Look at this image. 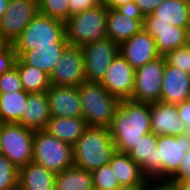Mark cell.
I'll return each mask as SVG.
<instances>
[{
    "label": "cell",
    "mask_w": 190,
    "mask_h": 190,
    "mask_svg": "<svg viewBox=\"0 0 190 190\" xmlns=\"http://www.w3.org/2000/svg\"><path fill=\"white\" fill-rule=\"evenodd\" d=\"M109 130L115 150L128 154L151 132L150 103L120 100Z\"/></svg>",
    "instance_id": "cell-1"
},
{
    "label": "cell",
    "mask_w": 190,
    "mask_h": 190,
    "mask_svg": "<svg viewBox=\"0 0 190 190\" xmlns=\"http://www.w3.org/2000/svg\"><path fill=\"white\" fill-rule=\"evenodd\" d=\"M115 152L109 128L88 127L73 145L74 166L92 172L109 164Z\"/></svg>",
    "instance_id": "cell-2"
},
{
    "label": "cell",
    "mask_w": 190,
    "mask_h": 190,
    "mask_svg": "<svg viewBox=\"0 0 190 190\" xmlns=\"http://www.w3.org/2000/svg\"><path fill=\"white\" fill-rule=\"evenodd\" d=\"M78 91L82 103V118L88 127L111 126L120 100L110 94L100 82H83Z\"/></svg>",
    "instance_id": "cell-3"
},
{
    "label": "cell",
    "mask_w": 190,
    "mask_h": 190,
    "mask_svg": "<svg viewBox=\"0 0 190 190\" xmlns=\"http://www.w3.org/2000/svg\"><path fill=\"white\" fill-rule=\"evenodd\" d=\"M107 7L97 5L70 16L65 21L66 39L70 45L83 47L106 37Z\"/></svg>",
    "instance_id": "cell-4"
},
{
    "label": "cell",
    "mask_w": 190,
    "mask_h": 190,
    "mask_svg": "<svg viewBox=\"0 0 190 190\" xmlns=\"http://www.w3.org/2000/svg\"><path fill=\"white\" fill-rule=\"evenodd\" d=\"M32 161L54 173H60L74 165L73 146L59 140L46 130H36Z\"/></svg>",
    "instance_id": "cell-5"
},
{
    "label": "cell",
    "mask_w": 190,
    "mask_h": 190,
    "mask_svg": "<svg viewBox=\"0 0 190 190\" xmlns=\"http://www.w3.org/2000/svg\"><path fill=\"white\" fill-rule=\"evenodd\" d=\"M53 42H68L65 22L38 13L12 45L15 51H29L34 46L53 45Z\"/></svg>",
    "instance_id": "cell-6"
},
{
    "label": "cell",
    "mask_w": 190,
    "mask_h": 190,
    "mask_svg": "<svg viewBox=\"0 0 190 190\" xmlns=\"http://www.w3.org/2000/svg\"><path fill=\"white\" fill-rule=\"evenodd\" d=\"M34 131L20 123H3L0 129V154L18 169L33 160Z\"/></svg>",
    "instance_id": "cell-7"
},
{
    "label": "cell",
    "mask_w": 190,
    "mask_h": 190,
    "mask_svg": "<svg viewBox=\"0 0 190 190\" xmlns=\"http://www.w3.org/2000/svg\"><path fill=\"white\" fill-rule=\"evenodd\" d=\"M84 60L85 79L101 82L112 61L119 54V45L105 37L81 47Z\"/></svg>",
    "instance_id": "cell-8"
},
{
    "label": "cell",
    "mask_w": 190,
    "mask_h": 190,
    "mask_svg": "<svg viewBox=\"0 0 190 190\" xmlns=\"http://www.w3.org/2000/svg\"><path fill=\"white\" fill-rule=\"evenodd\" d=\"M165 64V57L160 56L135 70L134 89L130 100L143 103L160 101Z\"/></svg>",
    "instance_id": "cell-9"
},
{
    "label": "cell",
    "mask_w": 190,
    "mask_h": 190,
    "mask_svg": "<svg viewBox=\"0 0 190 190\" xmlns=\"http://www.w3.org/2000/svg\"><path fill=\"white\" fill-rule=\"evenodd\" d=\"M190 150L185 135H159L157 141L158 179H170L179 169L184 154Z\"/></svg>",
    "instance_id": "cell-10"
},
{
    "label": "cell",
    "mask_w": 190,
    "mask_h": 190,
    "mask_svg": "<svg viewBox=\"0 0 190 190\" xmlns=\"http://www.w3.org/2000/svg\"><path fill=\"white\" fill-rule=\"evenodd\" d=\"M85 81L82 49L69 44L50 75V83L55 86L79 87Z\"/></svg>",
    "instance_id": "cell-11"
},
{
    "label": "cell",
    "mask_w": 190,
    "mask_h": 190,
    "mask_svg": "<svg viewBox=\"0 0 190 190\" xmlns=\"http://www.w3.org/2000/svg\"><path fill=\"white\" fill-rule=\"evenodd\" d=\"M38 13V0H9L7 10L0 21V33L13 44Z\"/></svg>",
    "instance_id": "cell-12"
},
{
    "label": "cell",
    "mask_w": 190,
    "mask_h": 190,
    "mask_svg": "<svg viewBox=\"0 0 190 190\" xmlns=\"http://www.w3.org/2000/svg\"><path fill=\"white\" fill-rule=\"evenodd\" d=\"M143 15L133 7L107 9L106 37L120 45L143 29Z\"/></svg>",
    "instance_id": "cell-13"
},
{
    "label": "cell",
    "mask_w": 190,
    "mask_h": 190,
    "mask_svg": "<svg viewBox=\"0 0 190 190\" xmlns=\"http://www.w3.org/2000/svg\"><path fill=\"white\" fill-rule=\"evenodd\" d=\"M142 26L143 30L154 38L160 56H165L168 52L187 45L189 28L155 22V18L150 14L143 17Z\"/></svg>",
    "instance_id": "cell-14"
},
{
    "label": "cell",
    "mask_w": 190,
    "mask_h": 190,
    "mask_svg": "<svg viewBox=\"0 0 190 190\" xmlns=\"http://www.w3.org/2000/svg\"><path fill=\"white\" fill-rule=\"evenodd\" d=\"M135 81V69L119 53L112 61L101 85L119 100L132 97Z\"/></svg>",
    "instance_id": "cell-15"
},
{
    "label": "cell",
    "mask_w": 190,
    "mask_h": 190,
    "mask_svg": "<svg viewBox=\"0 0 190 190\" xmlns=\"http://www.w3.org/2000/svg\"><path fill=\"white\" fill-rule=\"evenodd\" d=\"M119 53L135 70L160 57L154 38L143 29L122 42Z\"/></svg>",
    "instance_id": "cell-16"
},
{
    "label": "cell",
    "mask_w": 190,
    "mask_h": 190,
    "mask_svg": "<svg viewBox=\"0 0 190 190\" xmlns=\"http://www.w3.org/2000/svg\"><path fill=\"white\" fill-rule=\"evenodd\" d=\"M46 93L51 117L82 118L78 87L51 85Z\"/></svg>",
    "instance_id": "cell-17"
},
{
    "label": "cell",
    "mask_w": 190,
    "mask_h": 190,
    "mask_svg": "<svg viewBox=\"0 0 190 190\" xmlns=\"http://www.w3.org/2000/svg\"><path fill=\"white\" fill-rule=\"evenodd\" d=\"M151 132L155 135L185 134L186 126L178 117L175 104L164 103L162 101L150 103Z\"/></svg>",
    "instance_id": "cell-18"
},
{
    "label": "cell",
    "mask_w": 190,
    "mask_h": 190,
    "mask_svg": "<svg viewBox=\"0 0 190 190\" xmlns=\"http://www.w3.org/2000/svg\"><path fill=\"white\" fill-rule=\"evenodd\" d=\"M189 93V73L166 63L161 84L160 101L177 105L188 99Z\"/></svg>",
    "instance_id": "cell-19"
},
{
    "label": "cell",
    "mask_w": 190,
    "mask_h": 190,
    "mask_svg": "<svg viewBox=\"0 0 190 190\" xmlns=\"http://www.w3.org/2000/svg\"><path fill=\"white\" fill-rule=\"evenodd\" d=\"M68 45V42H53V45L34 46L33 50L16 53L24 64L36 67L50 76Z\"/></svg>",
    "instance_id": "cell-20"
},
{
    "label": "cell",
    "mask_w": 190,
    "mask_h": 190,
    "mask_svg": "<svg viewBox=\"0 0 190 190\" xmlns=\"http://www.w3.org/2000/svg\"><path fill=\"white\" fill-rule=\"evenodd\" d=\"M158 136L150 132L142 137L128 155L140 166L146 179H158Z\"/></svg>",
    "instance_id": "cell-21"
},
{
    "label": "cell",
    "mask_w": 190,
    "mask_h": 190,
    "mask_svg": "<svg viewBox=\"0 0 190 190\" xmlns=\"http://www.w3.org/2000/svg\"><path fill=\"white\" fill-rule=\"evenodd\" d=\"M20 124L24 127L36 130H44L51 118L47 93H29Z\"/></svg>",
    "instance_id": "cell-22"
},
{
    "label": "cell",
    "mask_w": 190,
    "mask_h": 190,
    "mask_svg": "<svg viewBox=\"0 0 190 190\" xmlns=\"http://www.w3.org/2000/svg\"><path fill=\"white\" fill-rule=\"evenodd\" d=\"M56 173L35 162L18 169V188L20 190H56Z\"/></svg>",
    "instance_id": "cell-23"
},
{
    "label": "cell",
    "mask_w": 190,
    "mask_h": 190,
    "mask_svg": "<svg viewBox=\"0 0 190 190\" xmlns=\"http://www.w3.org/2000/svg\"><path fill=\"white\" fill-rule=\"evenodd\" d=\"M150 15L155 22L190 28V0H164Z\"/></svg>",
    "instance_id": "cell-24"
},
{
    "label": "cell",
    "mask_w": 190,
    "mask_h": 190,
    "mask_svg": "<svg viewBox=\"0 0 190 190\" xmlns=\"http://www.w3.org/2000/svg\"><path fill=\"white\" fill-rule=\"evenodd\" d=\"M87 128L83 118L51 117L44 130L73 146Z\"/></svg>",
    "instance_id": "cell-25"
},
{
    "label": "cell",
    "mask_w": 190,
    "mask_h": 190,
    "mask_svg": "<svg viewBox=\"0 0 190 190\" xmlns=\"http://www.w3.org/2000/svg\"><path fill=\"white\" fill-rule=\"evenodd\" d=\"M120 186L145 184L140 166L127 154L115 152L109 162Z\"/></svg>",
    "instance_id": "cell-26"
},
{
    "label": "cell",
    "mask_w": 190,
    "mask_h": 190,
    "mask_svg": "<svg viewBox=\"0 0 190 190\" xmlns=\"http://www.w3.org/2000/svg\"><path fill=\"white\" fill-rule=\"evenodd\" d=\"M55 189L94 190L92 172L73 165L60 173H56Z\"/></svg>",
    "instance_id": "cell-27"
},
{
    "label": "cell",
    "mask_w": 190,
    "mask_h": 190,
    "mask_svg": "<svg viewBox=\"0 0 190 190\" xmlns=\"http://www.w3.org/2000/svg\"><path fill=\"white\" fill-rule=\"evenodd\" d=\"M29 93H0V120L3 123H20L24 109L27 108Z\"/></svg>",
    "instance_id": "cell-28"
},
{
    "label": "cell",
    "mask_w": 190,
    "mask_h": 190,
    "mask_svg": "<svg viewBox=\"0 0 190 190\" xmlns=\"http://www.w3.org/2000/svg\"><path fill=\"white\" fill-rule=\"evenodd\" d=\"M24 91L28 93L46 92L51 86L50 76L30 65L24 64L17 58L16 65Z\"/></svg>",
    "instance_id": "cell-29"
},
{
    "label": "cell",
    "mask_w": 190,
    "mask_h": 190,
    "mask_svg": "<svg viewBox=\"0 0 190 190\" xmlns=\"http://www.w3.org/2000/svg\"><path fill=\"white\" fill-rule=\"evenodd\" d=\"M39 13L65 22L69 18V0H38Z\"/></svg>",
    "instance_id": "cell-30"
},
{
    "label": "cell",
    "mask_w": 190,
    "mask_h": 190,
    "mask_svg": "<svg viewBox=\"0 0 190 190\" xmlns=\"http://www.w3.org/2000/svg\"><path fill=\"white\" fill-rule=\"evenodd\" d=\"M94 190H116L121 187L110 164L92 171Z\"/></svg>",
    "instance_id": "cell-31"
},
{
    "label": "cell",
    "mask_w": 190,
    "mask_h": 190,
    "mask_svg": "<svg viewBox=\"0 0 190 190\" xmlns=\"http://www.w3.org/2000/svg\"><path fill=\"white\" fill-rule=\"evenodd\" d=\"M18 188V168L3 154H0V190Z\"/></svg>",
    "instance_id": "cell-32"
},
{
    "label": "cell",
    "mask_w": 190,
    "mask_h": 190,
    "mask_svg": "<svg viewBox=\"0 0 190 190\" xmlns=\"http://www.w3.org/2000/svg\"><path fill=\"white\" fill-rule=\"evenodd\" d=\"M164 57L168 65L186 71L190 75V47L188 45L170 51Z\"/></svg>",
    "instance_id": "cell-33"
},
{
    "label": "cell",
    "mask_w": 190,
    "mask_h": 190,
    "mask_svg": "<svg viewBox=\"0 0 190 190\" xmlns=\"http://www.w3.org/2000/svg\"><path fill=\"white\" fill-rule=\"evenodd\" d=\"M23 90L16 66L0 76V93H16Z\"/></svg>",
    "instance_id": "cell-34"
},
{
    "label": "cell",
    "mask_w": 190,
    "mask_h": 190,
    "mask_svg": "<svg viewBox=\"0 0 190 190\" xmlns=\"http://www.w3.org/2000/svg\"><path fill=\"white\" fill-rule=\"evenodd\" d=\"M17 53L12 44L0 53V76L15 67Z\"/></svg>",
    "instance_id": "cell-35"
},
{
    "label": "cell",
    "mask_w": 190,
    "mask_h": 190,
    "mask_svg": "<svg viewBox=\"0 0 190 190\" xmlns=\"http://www.w3.org/2000/svg\"><path fill=\"white\" fill-rule=\"evenodd\" d=\"M145 190H180V187L170 179H146Z\"/></svg>",
    "instance_id": "cell-36"
},
{
    "label": "cell",
    "mask_w": 190,
    "mask_h": 190,
    "mask_svg": "<svg viewBox=\"0 0 190 190\" xmlns=\"http://www.w3.org/2000/svg\"><path fill=\"white\" fill-rule=\"evenodd\" d=\"M187 179H190V150L184 154L178 171L170 178V180L177 184Z\"/></svg>",
    "instance_id": "cell-37"
},
{
    "label": "cell",
    "mask_w": 190,
    "mask_h": 190,
    "mask_svg": "<svg viewBox=\"0 0 190 190\" xmlns=\"http://www.w3.org/2000/svg\"><path fill=\"white\" fill-rule=\"evenodd\" d=\"M99 5L97 0H69V17Z\"/></svg>",
    "instance_id": "cell-38"
},
{
    "label": "cell",
    "mask_w": 190,
    "mask_h": 190,
    "mask_svg": "<svg viewBox=\"0 0 190 190\" xmlns=\"http://www.w3.org/2000/svg\"><path fill=\"white\" fill-rule=\"evenodd\" d=\"M164 0H134L133 8H136L144 16L151 14Z\"/></svg>",
    "instance_id": "cell-39"
},
{
    "label": "cell",
    "mask_w": 190,
    "mask_h": 190,
    "mask_svg": "<svg viewBox=\"0 0 190 190\" xmlns=\"http://www.w3.org/2000/svg\"><path fill=\"white\" fill-rule=\"evenodd\" d=\"M178 117L182 123L187 126L190 124V99H186L183 102L176 105Z\"/></svg>",
    "instance_id": "cell-40"
},
{
    "label": "cell",
    "mask_w": 190,
    "mask_h": 190,
    "mask_svg": "<svg viewBox=\"0 0 190 190\" xmlns=\"http://www.w3.org/2000/svg\"><path fill=\"white\" fill-rule=\"evenodd\" d=\"M134 0H110L105 6L108 9L132 7Z\"/></svg>",
    "instance_id": "cell-41"
},
{
    "label": "cell",
    "mask_w": 190,
    "mask_h": 190,
    "mask_svg": "<svg viewBox=\"0 0 190 190\" xmlns=\"http://www.w3.org/2000/svg\"><path fill=\"white\" fill-rule=\"evenodd\" d=\"M116 190H145V184H135L130 186H121Z\"/></svg>",
    "instance_id": "cell-42"
},
{
    "label": "cell",
    "mask_w": 190,
    "mask_h": 190,
    "mask_svg": "<svg viewBox=\"0 0 190 190\" xmlns=\"http://www.w3.org/2000/svg\"><path fill=\"white\" fill-rule=\"evenodd\" d=\"M8 5H9V0H0V21L4 16Z\"/></svg>",
    "instance_id": "cell-43"
},
{
    "label": "cell",
    "mask_w": 190,
    "mask_h": 190,
    "mask_svg": "<svg viewBox=\"0 0 190 190\" xmlns=\"http://www.w3.org/2000/svg\"><path fill=\"white\" fill-rule=\"evenodd\" d=\"M10 45V43L2 36V34L0 33V53L6 49L8 46Z\"/></svg>",
    "instance_id": "cell-44"
},
{
    "label": "cell",
    "mask_w": 190,
    "mask_h": 190,
    "mask_svg": "<svg viewBox=\"0 0 190 190\" xmlns=\"http://www.w3.org/2000/svg\"><path fill=\"white\" fill-rule=\"evenodd\" d=\"M178 185L180 190H190V179L182 180Z\"/></svg>",
    "instance_id": "cell-45"
},
{
    "label": "cell",
    "mask_w": 190,
    "mask_h": 190,
    "mask_svg": "<svg viewBox=\"0 0 190 190\" xmlns=\"http://www.w3.org/2000/svg\"><path fill=\"white\" fill-rule=\"evenodd\" d=\"M185 135L190 139V124L185 128Z\"/></svg>",
    "instance_id": "cell-46"
},
{
    "label": "cell",
    "mask_w": 190,
    "mask_h": 190,
    "mask_svg": "<svg viewBox=\"0 0 190 190\" xmlns=\"http://www.w3.org/2000/svg\"><path fill=\"white\" fill-rule=\"evenodd\" d=\"M99 4L106 5L110 0H97Z\"/></svg>",
    "instance_id": "cell-47"
},
{
    "label": "cell",
    "mask_w": 190,
    "mask_h": 190,
    "mask_svg": "<svg viewBox=\"0 0 190 190\" xmlns=\"http://www.w3.org/2000/svg\"><path fill=\"white\" fill-rule=\"evenodd\" d=\"M187 45L190 47V28L188 30Z\"/></svg>",
    "instance_id": "cell-48"
},
{
    "label": "cell",
    "mask_w": 190,
    "mask_h": 190,
    "mask_svg": "<svg viewBox=\"0 0 190 190\" xmlns=\"http://www.w3.org/2000/svg\"><path fill=\"white\" fill-rule=\"evenodd\" d=\"M2 125H3V122L0 120V129H1Z\"/></svg>",
    "instance_id": "cell-49"
}]
</instances>
